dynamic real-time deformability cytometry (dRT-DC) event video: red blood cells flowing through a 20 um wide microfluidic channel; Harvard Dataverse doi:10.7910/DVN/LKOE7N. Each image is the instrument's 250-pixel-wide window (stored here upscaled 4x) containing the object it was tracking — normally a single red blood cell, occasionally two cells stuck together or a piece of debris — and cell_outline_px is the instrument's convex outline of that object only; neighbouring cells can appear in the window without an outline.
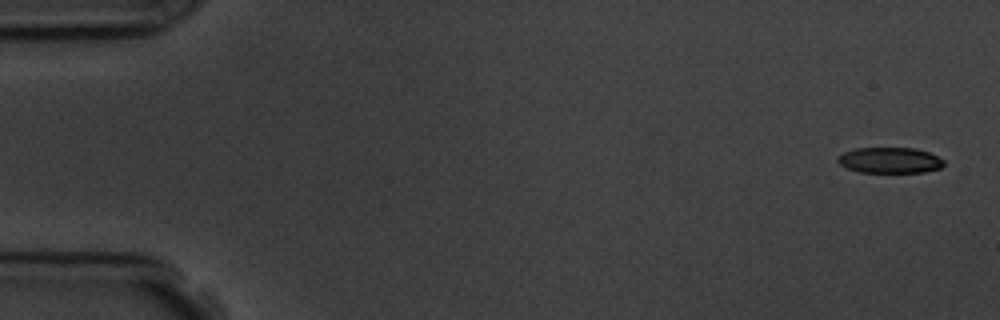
{"species": "common noctule bat (a hibernating species)", "species_latin": "Nyctalus noctula", "temperature_condition": "room temperature", "stored_images_in_passage": 4, "camera_frame_rate_fps": 3000, "um_per_image_px": 0.085, "animal": {"sex": "male", "body_mass_g": 19.5, "forearm_length_mm": 54.6}, "frame": {"image": 1, "passage_image": 1, "time_ms": 0.0, "image_size_px": [1000, 320], "cell_outline_px": [[944, 164], [940, 168], [924, 172], [860, 172], [848, 168], [840, 164], [836, 160], [836, 156], [844, 152], [856, 148], [916, 148], [928, 152], [944, 160]], "centroid_in_image_um": [75.62, 13.62], "position_along_channel_um": 9.4, "area_um2": 15.9}}